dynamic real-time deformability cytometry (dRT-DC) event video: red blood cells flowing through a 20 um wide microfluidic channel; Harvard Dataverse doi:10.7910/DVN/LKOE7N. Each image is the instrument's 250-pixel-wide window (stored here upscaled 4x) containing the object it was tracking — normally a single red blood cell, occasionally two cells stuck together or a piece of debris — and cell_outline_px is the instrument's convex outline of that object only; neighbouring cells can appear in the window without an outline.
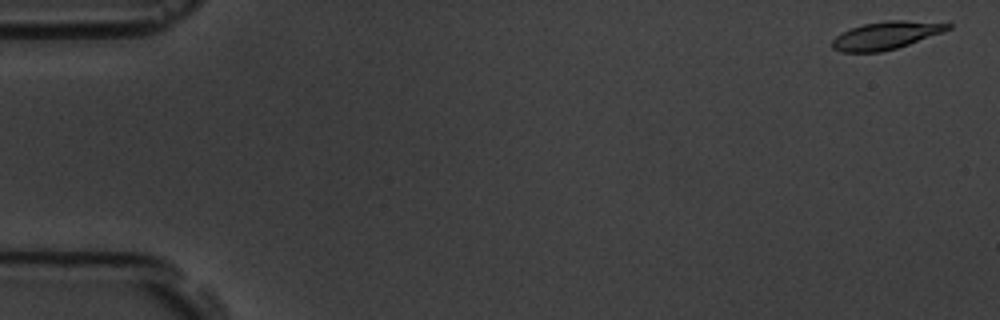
{"species": "common noctule bat (a hibernating species)", "species_latin": "Nyctalus noctula", "temperature_condition": "room temperature", "stored_images_in_passage": 6, "camera_frame_rate_fps": 3000, "um_per_image_px": 0.085, "animal": {"sex": "male", "body_mass_g": 19.5, "forearm_length_mm": 54.6}, "frame": {"image": 1, "passage_image": 1, "time_ms": 0.0, "image_size_px": [1000, 320], "cell_outline_px": [[952, 28], [944, 32], [896, 48], [880, 52], [840, 52], [832, 48], [832, 40], [840, 32], [864, 24], [888, 20], [904, 20], [952, 24]], "centroid_in_image_um": [75.29, 3.01], "position_along_channel_um": 9.7, "area_um2": 18.61}}